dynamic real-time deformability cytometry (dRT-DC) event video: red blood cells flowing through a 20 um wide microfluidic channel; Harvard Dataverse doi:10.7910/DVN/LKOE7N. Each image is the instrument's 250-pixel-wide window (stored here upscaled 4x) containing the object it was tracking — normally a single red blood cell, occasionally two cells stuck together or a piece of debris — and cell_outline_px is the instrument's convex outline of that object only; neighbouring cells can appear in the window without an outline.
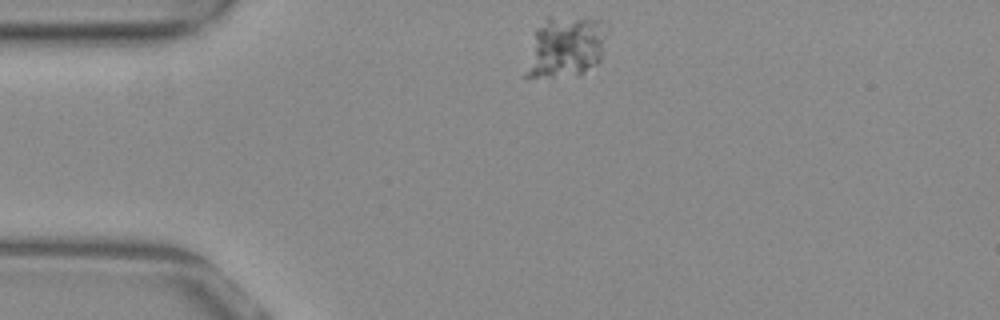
{"species": "common noctule bat (a hibernating species)", "species_latin": "Nyctalus noctula", "temperature_condition": "warm", "stored_images_in_passage": 44, "camera_frame_rate_fps": 3000, "um_per_image_px": 0.085, "animal": {"sex": "female", "body_mass_g": 29.2, "forearm_length_mm": 56.3}, "frame": {"image": 1, "passage_image": 1, "time_ms": 0.0, "image_size_px": [1000, 320], "cell_outline_px": [[608, 28], [600, 60], [596, 64], [580, 76], [528, 80], [524, 76], [524, 72], [536, 28], [548, 16], [552, 16], [600, 20]], "centroid_in_image_um": [48.03, 4.06], "position_along_channel_um": 37.0, "area_um2": 29.65}}
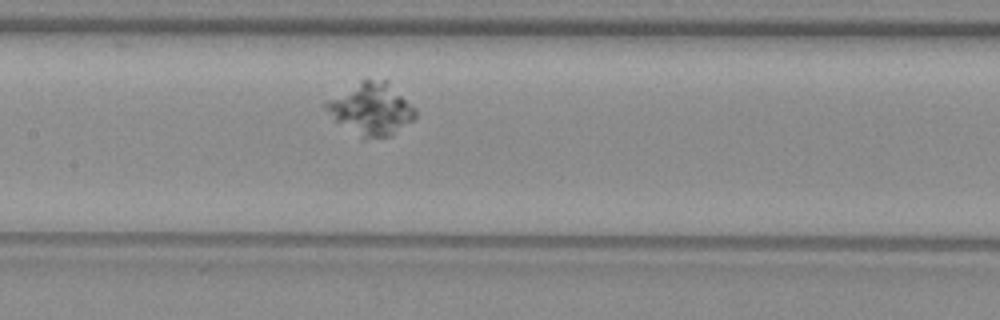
{"frame": {"image": 2, "passage_image": 15, "time_ms": 4.667, "image_size_px": [1000, 320], "cell_outline_px": [[416, 116], [412, 120], [392, 136], [364, 140], [336, 120], [324, 108], [324, 100], [364, 80], [388, 80], [416, 108]], "centroid_in_image_um": [31.57, 9.28], "position_along_channel_um": 175.8, "area_um2": 27.11}}
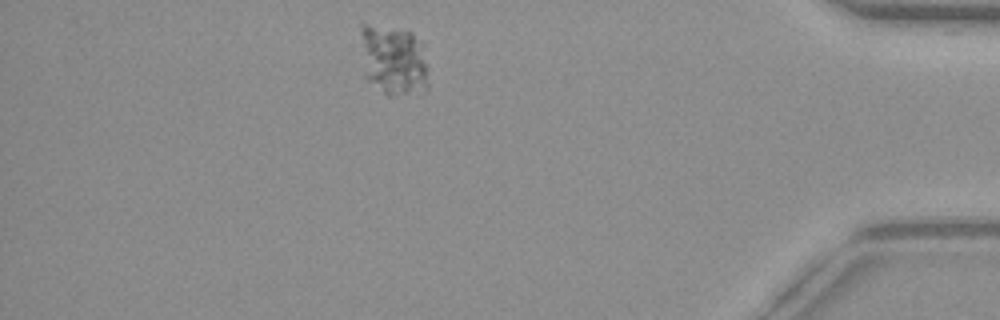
{"frame": {"image": 3, "passage_image": 37, "time_ms": 12.0, "image_size_px": [1000, 320], "cell_outline_px": [[428, 92], [392, 96], [388, 96], [368, 80], [364, 76], [360, 32], [360, 24], [368, 24], [412, 32], [424, 44], [428, 68]], "centroid_in_image_um": [33.49, 5.13], "position_along_channel_um": 401.7, "area_um2": 28.55}}